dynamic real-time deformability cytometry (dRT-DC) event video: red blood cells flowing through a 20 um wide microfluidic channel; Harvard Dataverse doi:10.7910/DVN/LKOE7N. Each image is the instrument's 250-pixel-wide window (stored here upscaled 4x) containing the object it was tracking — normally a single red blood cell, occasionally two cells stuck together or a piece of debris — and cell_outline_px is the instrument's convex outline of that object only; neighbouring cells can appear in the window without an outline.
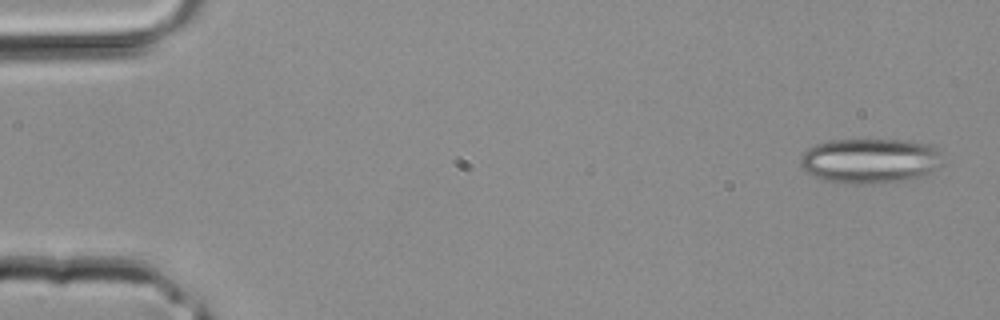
{"species": "common noctule bat (a hibernating species)", "species_latin": "Nyctalus noctula", "temperature_condition": "room temperature", "stored_images_in_passage": 3, "camera_frame_rate_fps": 3000, "um_per_image_px": 0.085, "animal": {"sex": "male", "body_mass_g": 20.4}, "frame": {"image": 1, "passage_image": 1, "time_ms": 0.0, "image_size_px": [1000, 320], "cell_outline_px": [[944, 164], [912, 180], [864, 184], [844, 184], [824, 180], [800, 168], [800, 160], [804, 152], [808, 148], [816, 144], [828, 140], [904, 140], [932, 144], [936, 148]], "centroid_in_image_um": [73.95, 13.67], "position_along_channel_um": 11.0, "area_um2": 37.51}}